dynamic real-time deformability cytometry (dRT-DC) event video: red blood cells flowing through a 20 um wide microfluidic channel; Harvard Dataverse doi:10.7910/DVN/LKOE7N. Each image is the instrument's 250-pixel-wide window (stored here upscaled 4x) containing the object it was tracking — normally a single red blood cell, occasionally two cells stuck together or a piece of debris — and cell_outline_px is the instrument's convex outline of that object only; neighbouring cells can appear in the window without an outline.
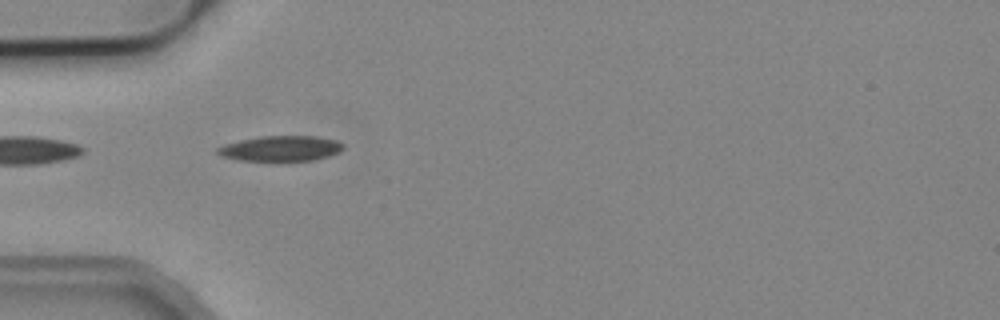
{"species": "common noctule bat (a hibernating species)", "species_latin": "Nyctalus noctula", "temperature_condition": "cold", "stored_images_in_passage": 5, "camera_frame_rate_fps": 3000, "um_per_image_px": 0.085, "animal": {"sex": "male", "body_mass_g": 19.2, "forearm_length_mm": 51.8}, "frame": {"image": 1, "passage_image": 1, "time_ms": 0.0, "image_size_px": [1000, 320], "cell_outline_px": [[344, 148], [328, 156], [312, 160], [272, 164], [240, 160], [220, 156], [216, 152], [216, 148], [224, 144], [260, 136], [316, 136], [336, 140], [344, 144]], "centroid_in_image_um": [23.81, 12.67], "position_along_channel_um": 61.2, "area_um2": 19.36}}
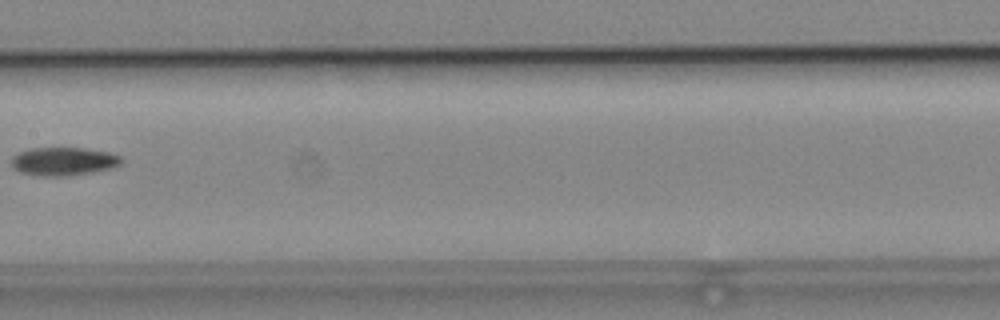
{"frame": {"image": 2, "passage_image": 4, "time_ms": 1.0, "image_size_px": [1000, 320], "cell_outline_px": [[124, 160], [116, 168], [68, 176], [44, 176], [20, 172], [12, 168], [12, 156], [20, 152], [32, 148], [84, 148], [108, 152], [120, 156]], "centroid_in_image_um": [5.43, 13.72], "position_along_channel_um": 202.0, "area_um2": 18.21}}
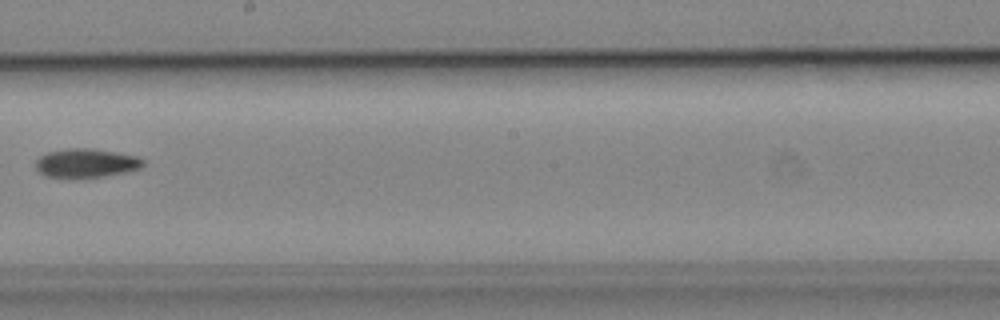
{"frame": {"image": 3, "passage_image": 5, "time_ms": 1.333, "image_size_px": [1000, 320], "cell_outline_px": [[144, 164], [140, 168], [124, 172], [100, 176], [48, 176], [40, 172], [36, 168], [36, 160], [40, 156], [48, 152], [68, 148], [92, 148], [136, 156], [144, 160]], "centroid_in_image_um": [7.32, 13.83], "position_along_channel_um": 240.9, "area_um2": 17.46}}